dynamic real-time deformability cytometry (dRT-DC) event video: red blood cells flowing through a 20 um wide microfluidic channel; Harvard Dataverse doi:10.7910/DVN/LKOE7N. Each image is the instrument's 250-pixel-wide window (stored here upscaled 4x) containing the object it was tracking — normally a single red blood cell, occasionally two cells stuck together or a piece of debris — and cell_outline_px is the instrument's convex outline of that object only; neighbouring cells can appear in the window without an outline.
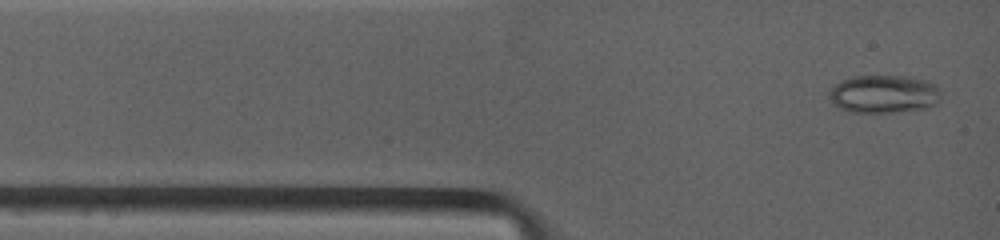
{"species": "common noctule bat (a hibernating species)", "species_latin": "Nyctalus noctula", "temperature_condition": "warm", "stored_images_in_passage": 3, "camera_frame_rate_fps": 4500, "um_per_image_px": 0.085, "animal": {"sex": "female", "body_mass_g": 19.0, "forearm_length_mm": 53.3}, "frame": {"image": 1, "passage_image": 1, "time_ms": 0.0, "image_size_px": [1000, 240], "cell_outline_px": [[940, 92], [936, 104], [928, 108], [892, 112], [848, 112], [832, 104], [828, 96], [828, 92], [836, 84], [852, 76], [912, 76], [928, 80], [936, 84], [940, 88]], "centroid_in_image_um": [75.14, 7.99], "position_along_channel_um": 9.9, "area_um2": 25.03}}
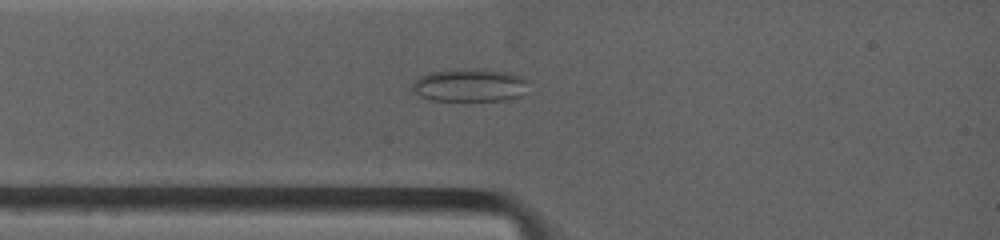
{"frame": {"image": 2, "passage_image": 3, "time_ms": 1.778, "image_size_px": [1000, 240], "cell_outline_px": [[524, 80], [520, 96], [504, 100], [428, 100], [420, 96], [412, 88], [416, 80], [420, 76], [432, 72], [476, 68], [504, 72], [516, 76]], "centroid_in_image_um": [39.83, 7.25], "position_along_channel_um": 45.2, "area_um2": 21.33}}